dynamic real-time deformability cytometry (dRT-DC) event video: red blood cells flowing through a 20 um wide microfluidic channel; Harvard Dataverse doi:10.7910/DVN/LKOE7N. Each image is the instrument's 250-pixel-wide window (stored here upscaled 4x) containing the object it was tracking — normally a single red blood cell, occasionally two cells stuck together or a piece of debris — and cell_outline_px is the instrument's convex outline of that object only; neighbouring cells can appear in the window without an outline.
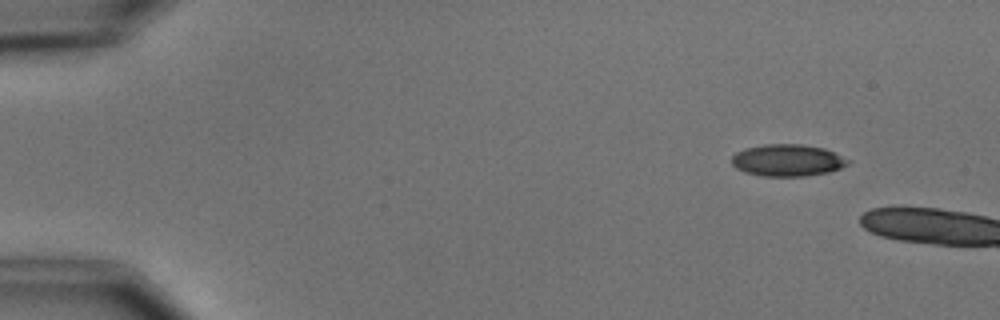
{"species": "common noctule bat (a hibernating species)", "species_latin": "Nyctalus noctula", "temperature_condition": "cold", "stored_images_in_passage": 3, "camera_frame_rate_fps": 3000, "um_per_image_px": 0.085, "animal": {"sex": "male", "body_mass_g": 15.6}, "frame": {"image": 1, "passage_image": 2, "time_ms": 1.0, "image_size_px": [1000, 320], "cell_outline_px": [[852, 160], [848, 164], [840, 168], [828, 172], [804, 176], [760, 176], [744, 172], [736, 168], [732, 164], [732, 156], [736, 152], [744, 148], [764, 144], [800, 144], [824, 148]], "centroid_in_image_um": [66.93, 13.62], "position_along_channel_um": 18.1, "area_um2": 21.73}}